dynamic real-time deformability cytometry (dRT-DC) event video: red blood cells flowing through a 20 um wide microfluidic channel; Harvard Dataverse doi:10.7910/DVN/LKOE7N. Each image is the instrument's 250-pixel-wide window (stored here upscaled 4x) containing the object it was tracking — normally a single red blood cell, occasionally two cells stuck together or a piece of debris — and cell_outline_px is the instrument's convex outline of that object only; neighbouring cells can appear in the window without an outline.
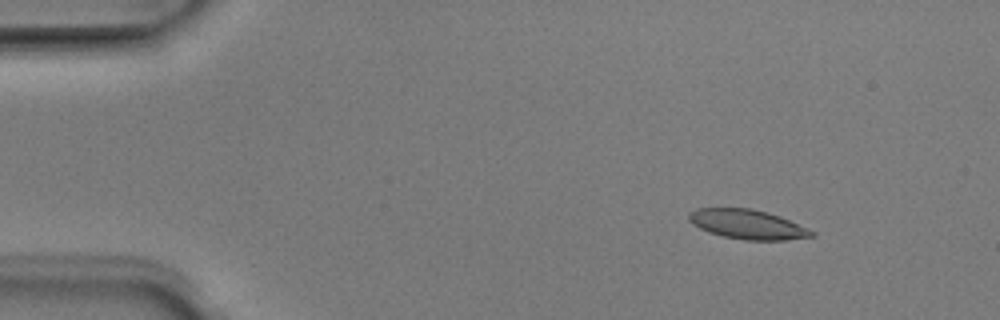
{"species": "Egyptian fruit bat (a non-hibernating species)", "species_latin": "Rousettus aegyptiacus", "temperature_condition": "room temperature", "stored_images_in_passage": 4, "camera_frame_rate_fps": 3000, "um_per_image_px": 0.085, "animal": {"sex": "male"}, "frame": {"image": 1, "passage_image": 1, "time_ms": 0.0, "image_size_px": [1000, 320], "cell_outline_px": [[816, 236], [784, 240], [744, 240], [724, 236], [708, 232], [692, 224], [688, 220], [688, 212], [696, 208], [752, 208], [780, 216], [816, 232]], "centroid_in_image_um": [63.52, 19.06], "position_along_channel_um": 21.5, "area_um2": 21.15}}
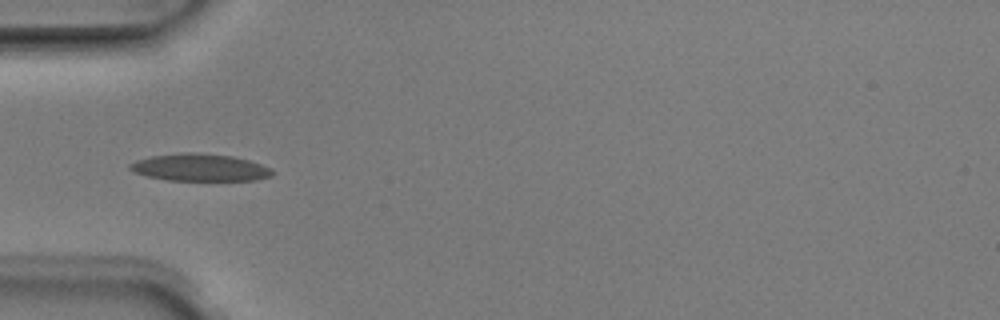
{"frame": {"image": 2, "passage_image": 4, "time_ms": 1.0, "image_size_px": [1000, 320], "cell_outline_px": [[276, 172], [272, 176], [256, 180], [168, 180], [148, 176], [132, 172], [128, 168], [128, 164], [136, 160], [152, 156], [180, 152], [196, 152], [232, 156], [248, 160], [272, 168]], "centroid_in_image_um": [16.99, 14.23], "position_along_channel_um": 68.0, "area_um2": 22.77}}